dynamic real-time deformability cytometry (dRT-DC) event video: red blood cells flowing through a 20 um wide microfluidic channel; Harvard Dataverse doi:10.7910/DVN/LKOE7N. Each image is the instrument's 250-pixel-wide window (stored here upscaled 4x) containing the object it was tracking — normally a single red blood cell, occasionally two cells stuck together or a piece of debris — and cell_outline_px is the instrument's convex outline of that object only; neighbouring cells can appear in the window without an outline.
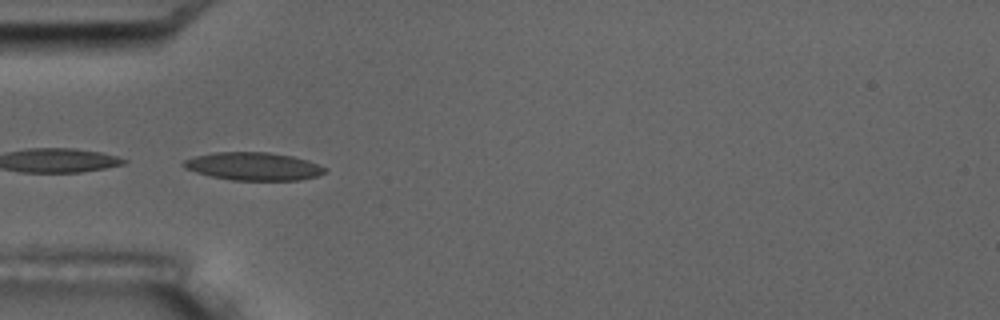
{"species": "common noctule bat (a hibernating species)", "species_latin": "Nyctalus noctula", "temperature_condition": "room temperature", "stored_images_in_passage": 5, "camera_frame_rate_fps": 3000, "um_per_image_px": 0.085, "animal": {"sex": "male", "body_mass_g": 17.5, "forearm_length_mm": 52.3}, "frame": {"image": 1, "passage_image": 5, "time_ms": 4.667, "image_size_px": [1000, 320], "cell_outline_px": [[328, 168], [324, 172], [316, 176], [300, 180], [232, 180], [212, 176], [196, 172], [184, 168], [180, 164], [184, 160], [196, 156], [216, 152], [268, 152], [292, 156], [308, 160]], "centroid_in_image_um": [21.54, 14.13], "position_along_channel_um": 63.5, "area_um2": 22.95}}